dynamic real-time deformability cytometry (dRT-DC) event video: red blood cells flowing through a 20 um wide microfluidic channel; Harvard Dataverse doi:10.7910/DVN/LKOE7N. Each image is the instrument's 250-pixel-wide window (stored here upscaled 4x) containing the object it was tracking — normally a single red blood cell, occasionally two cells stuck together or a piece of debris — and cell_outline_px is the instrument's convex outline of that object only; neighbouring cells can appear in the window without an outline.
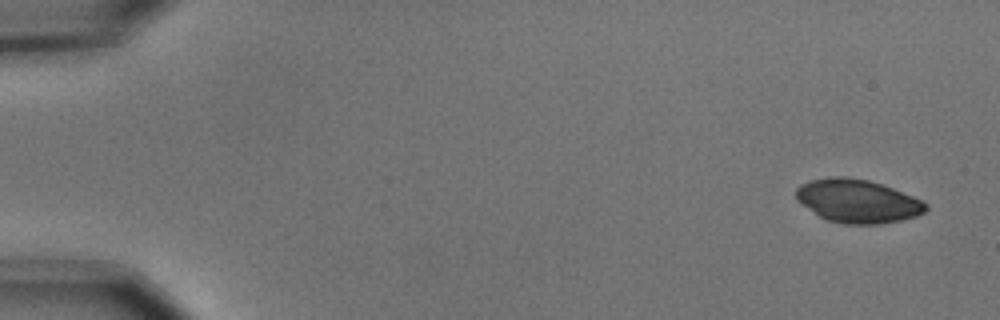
{"species": "common noctule bat (a hibernating species)", "species_latin": "Nyctalus noctula", "temperature_condition": "cold", "stored_images_in_passage": 5, "camera_frame_rate_fps": 3000, "um_per_image_px": 0.085, "animal": {"sex": "male", "body_mass_g": 15.6}, "frame": {"image": 1, "passage_image": 1, "time_ms": 0.0, "image_size_px": [1000, 320], "cell_outline_px": [[928, 208], [924, 212], [916, 216], [900, 220], [880, 224], [840, 224], [828, 220], [820, 216], [796, 200], [796, 188], [800, 184], [812, 180], [832, 176], [848, 176], [868, 180], [892, 188], [912, 196], [928, 204]], "centroid_in_image_um": [72.88, 17.09], "position_along_channel_um": 12.1, "area_um2": 32.66}}